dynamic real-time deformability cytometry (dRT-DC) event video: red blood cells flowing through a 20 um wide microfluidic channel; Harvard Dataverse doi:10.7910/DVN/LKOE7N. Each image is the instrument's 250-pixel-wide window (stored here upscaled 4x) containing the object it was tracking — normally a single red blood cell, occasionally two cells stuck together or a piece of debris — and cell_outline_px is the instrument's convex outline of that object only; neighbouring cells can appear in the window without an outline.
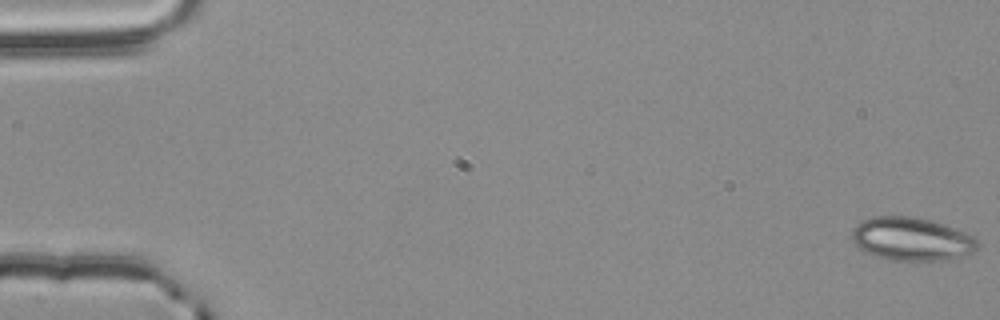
{"species": "common noctule bat (a hibernating species)", "species_latin": "Nyctalus noctula", "temperature_condition": "room temperature", "stored_images_in_passage": 56, "camera_frame_rate_fps": 3000, "um_per_image_px": 0.085, "animal": {"sex": "male", "body_mass_g": 20.4}, "frame": {"image": 1, "passage_image": 1, "time_ms": 0.0, "image_size_px": [1000, 320], "cell_outline_px": [[976, 248], [972, 252], [960, 256], [940, 260], [892, 260], [876, 256], [864, 252], [852, 240], [852, 228], [860, 220], [872, 216], [912, 216], [932, 220], [944, 224], [964, 232], [972, 236], [976, 240]], "centroid_in_image_um": [77.41, 20.29], "position_along_channel_um": 7.6, "area_um2": 31.5}}
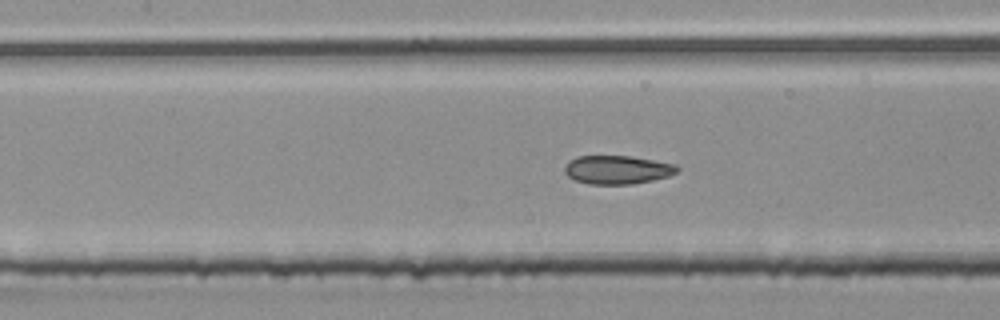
{"frame": {"image": 2, "passage_image": 26, "time_ms": 8.333, "image_size_px": [1000, 320], "cell_outline_px": [[680, 168], [676, 172], [668, 176], [652, 180], [632, 184], [588, 184], [576, 180], [568, 176], [564, 172], [564, 168], [576, 156], [632, 156], [676, 164]], "centroid_in_image_um": [52.49, 14.42], "position_along_channel_um": 154.9, "area_um2": 18.61}}
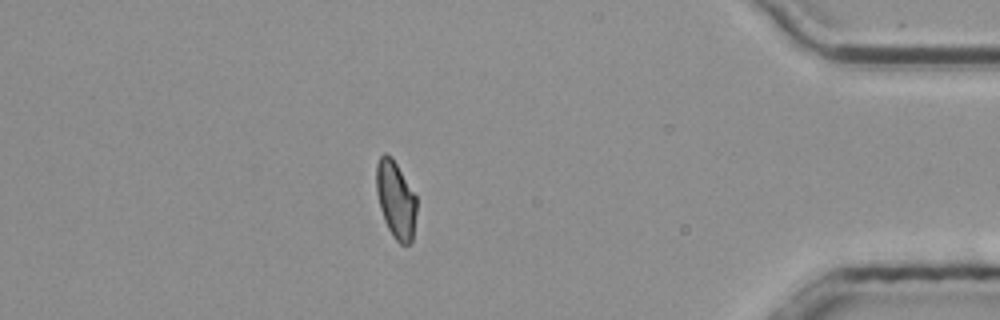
{"frame": {"image": 3, "passage_image": 49, "time_ms": 16.0, "image_size_px": [1000, 320], "cell_outline_px": [[416, 212], [412, 240], [408, 244], [400, 244], [392, 236], [384, 220], [380, 208], [376, 192], [376, 164], [380, 156], [384, 152], [392, 156], [416, 196]], "centroid_in_image_um": [33.62, 16.95], "position_along_channel_um": 401.6, "area_um2": 18.15}, "authors_computed_cell_mechanics": {"area_um2": 18.7561, "velocity_mm_per_s": 3.7796, "shape_relaxation_time_tau1_ms": 9.9073, "shape_relaxation_time_tau2_ms": 1.7491, "deformation_change_tau1": 0.1816, "deformation_change_tau2": 0.0687}}